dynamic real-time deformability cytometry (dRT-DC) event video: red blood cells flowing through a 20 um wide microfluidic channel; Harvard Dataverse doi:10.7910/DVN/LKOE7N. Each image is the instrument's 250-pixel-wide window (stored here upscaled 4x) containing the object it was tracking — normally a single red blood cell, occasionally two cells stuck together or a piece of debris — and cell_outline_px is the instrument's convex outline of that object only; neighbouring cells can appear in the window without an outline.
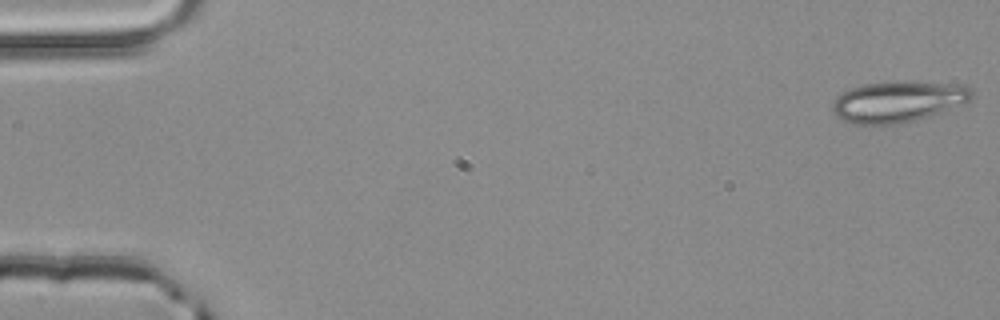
{"species": "common noctule bat (a hibernating species)", "species_latin": "Nyctalus noctula", "temperature_condition": "room temperature", "stored_images_in_passage": 4, "camera_frame_rate_fps": 3000, "um_per_image_px": 0.085, "animal": {"sex": "male", "body_mass_g": 20.4}, "frame": {"image": 1, "passage_image": 1, "time_ms": 0.0, "image_size_px": [1000, 320], "cell_outline_px": [[972, 96], [964, 104], [928, 116], [900, 124], [856, 124], [844, 120], [836, 116], [832, 112], [832, 104], [836, 96], [840, 92], [848, 88], [864, 84], [948, 84], [972, 88]], "centroid_in_image_um": [76.24, 8.69], "position_along_channel_um": 8.8, "area_um2": 32.14}}